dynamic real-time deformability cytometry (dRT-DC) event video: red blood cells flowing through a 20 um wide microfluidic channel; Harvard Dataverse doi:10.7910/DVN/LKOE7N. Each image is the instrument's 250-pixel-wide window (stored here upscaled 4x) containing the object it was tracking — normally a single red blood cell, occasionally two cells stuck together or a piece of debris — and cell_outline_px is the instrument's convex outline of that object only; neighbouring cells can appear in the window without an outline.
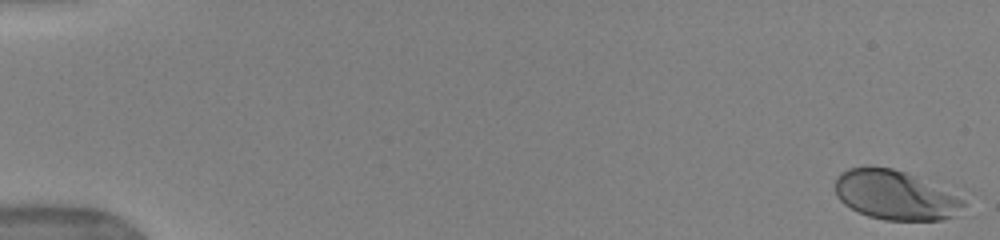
{"species": "human", "species_latin": "Homo sapiens", "temperature_condition": "warm", "stored_images_in_passage": 46, "camera_frame_rate_fps": 3000, "um_per_image_px": 0.085, "donor": {"sex": "female"}, "frame": {"image": 1, "passage_image": 1, "time_ms": 0.0, "image_size_px": [1000, 240], "cell_outline_px": [[964, 212], [956, 216], [944, 220], [884, 220], [868, 216], [844, 204], [836, 196], [836, 176], [840, 172], [848, 168], [892, 168], [904, 172], [956, 196], [964, 200]], "centroid_in_image_um": [76.08, 16.63], "position_along_channel_um": 8.9, "area_um2": 36.24}}
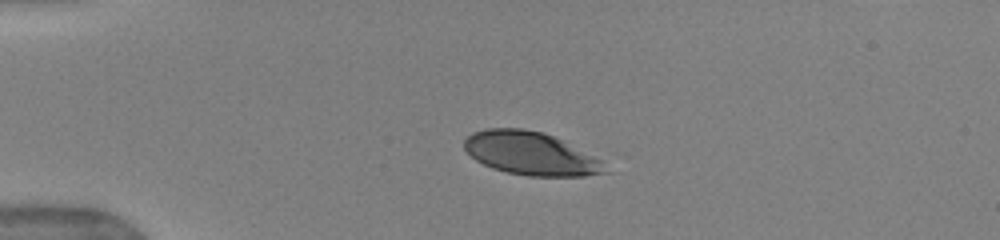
{"frame": {"image": 2, "passage_image": 13, "time_ms": 4.0, "image_size_px": [1000, 240], "cell_outline_px": [[612, 172], [584, 176], [528, 176], [508, 172], [492, 168], [476, 160], [464, 148], [464, 140], [472, 132], [484, 128], [524, 128], [540, 132], [552, 136], [608, 156]], "centroid_in_image_um": [45.35, 13.05], "position_along_channel_um": 39.6, "area_um2": 36.93}}
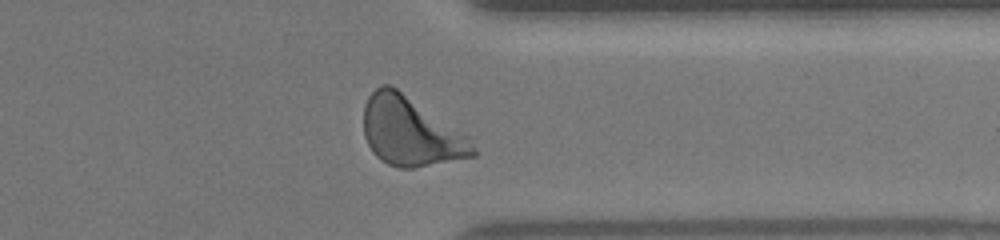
{"frame": {"image": 3, "passage_image": 42, "time_ms": 13.667, "image_size_px": [1000, 240], "cell_outline_px": [[476, 156], [412, 168], [400, 168], [388, 164], [380, 160], [372, 152], [364, 136], [364, 104], [368, 96], [380, 84], [388, 84], [396, 88], [468, 136], [476, 148]], "centroid_in_image_um": [34.88, 11.2], "position_along_channel_um": 376.5, "area_um2": 43.58}, "authors_computed_cell_mechanics": {"area_um2": 40.0265, "velocity_mm_per_s": 3.9406, "shape_relaxation_time_tau1_ms": 2.688, "shape_relaxation_time_tau2_ms": null, "deformation_change_tau1": 0.159, "deformation_change_tau2": null}}